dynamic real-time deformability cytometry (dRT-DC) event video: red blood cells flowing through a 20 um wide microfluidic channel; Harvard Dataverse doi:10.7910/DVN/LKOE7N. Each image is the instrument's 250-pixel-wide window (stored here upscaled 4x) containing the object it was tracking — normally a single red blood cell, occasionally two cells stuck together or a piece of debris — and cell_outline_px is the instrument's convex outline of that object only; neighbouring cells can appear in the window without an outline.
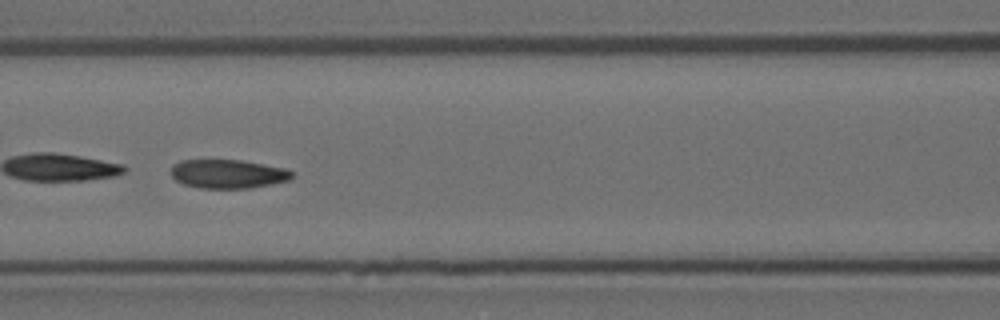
{"species": "Egyptian fruit bat (a non-hibernating species)", "species_latin": "Rousettus aegyptiacus", "temperature_condition": "room temperature", "stored_images_in_passage": 53, "camera_frame_rate_fps": 3000, "um_per_image_px": 0.085, "animal": {"sex": "female"}, "frame": {"image": 1, "passage_image": 23, "time_ms": 7.333, "image_size_px": [1000, 320], "cell_outline_px": [[296, 176], [288, 180], [272, 184], [252, 188], [200, 188], [184, 184], [176, 180], [172, 176], [172, 164], [180, 160], [240, 160], [284, 168], [292, 172]], "centroid_in_image_um": [19.38, 14.78], "position_along_channel_um": 147.2, "area_um2": 20.29}, "authors_computed_cell_mechanics": {"area_um2": 21.7906, "velocity_mm_per_s": 3.7043, "shape_relaxation_time_tau1_ms": 5.3432, "shape_relaxation_time_tau2_ms": 1.2566, "deformation_change_tau1": 0.1813, "deformation_change_tau2": 0.0685}}